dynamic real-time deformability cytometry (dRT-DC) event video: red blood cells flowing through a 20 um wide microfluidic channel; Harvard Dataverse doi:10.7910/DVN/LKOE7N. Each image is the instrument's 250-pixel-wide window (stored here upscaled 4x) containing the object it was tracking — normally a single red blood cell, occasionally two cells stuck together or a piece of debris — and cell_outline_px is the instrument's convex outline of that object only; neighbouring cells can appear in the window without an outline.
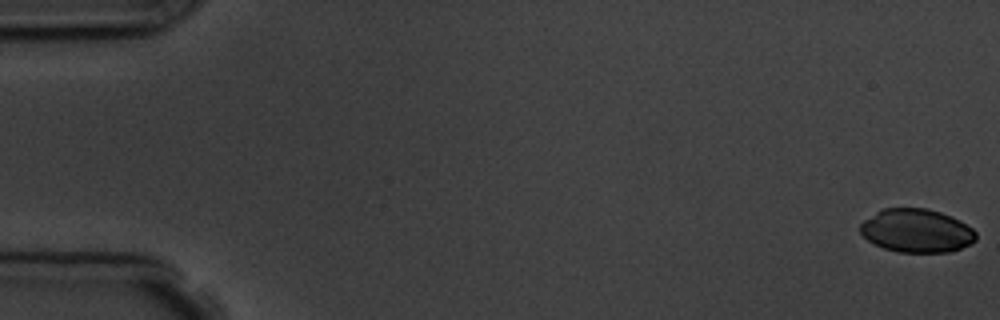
{"species": "common noctule bat (a hibernating species)", "species_latin": "Nyctalus noctula", "temperature_condition": "room temperature", "stored_images_in_passage": 7, "camera_frame_rate_fps": 3000, "um_per_image_px": 0.085, "animal": {"sex": "male", "body_mass_g": 19.5, "forearm_length_mm": 54.6}, "frame": {"image": 1, "passage_image": 1, "time_ms": 0.0, "image_size_px": [1000, 320], "cell_outline_px": [[976, 240], [972, 244], [948, 252], [896, 252], [884, 248], [868, 240], [860, 232], [860, 224], [864, 220], [876, 212], [884, 208], [928, 208], [940, 212], [960, 220], [972, 228], [976, 232]], "centroid_in_image_um": [77.92, 19.61], "position_along_channel_um": 7.1, "area_um2": 29.3}}
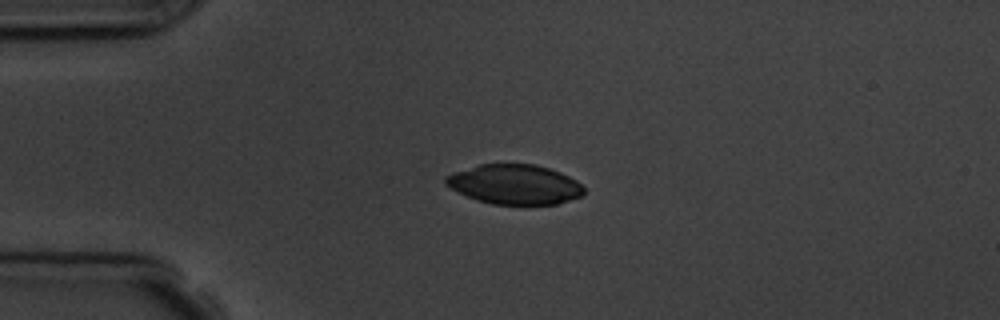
{"frame": {"image": 2, "passage_image": 5, "time_ms": 4.333, "image_size_px": [1000, 320], "cell_outline_px": [[584, 192], [580, 196], [556, 204], [492, 204], [476, 200], [444, 184], [444, 176], [480, 164], [536, 164], [560, 172], [576, 180], [584, 188]], "centroid_in_image_um": [43.74, 15.67], "position_along_channel_um": 41.3, "area_um2": 31.67}}